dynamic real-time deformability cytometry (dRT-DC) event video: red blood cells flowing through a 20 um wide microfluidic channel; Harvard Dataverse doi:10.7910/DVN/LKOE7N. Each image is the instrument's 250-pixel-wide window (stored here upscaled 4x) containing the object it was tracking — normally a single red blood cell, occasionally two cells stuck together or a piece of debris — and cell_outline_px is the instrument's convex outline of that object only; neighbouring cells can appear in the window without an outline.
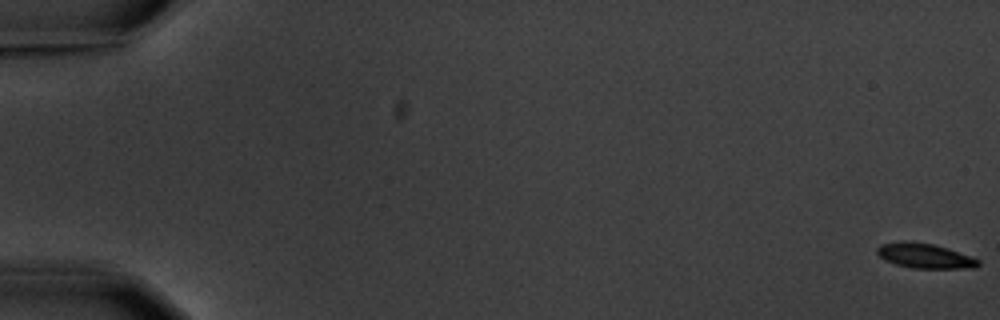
{"species": "common noctule bat (a hibernating species)", "species_latin": "Nyctalus noctula", "temperature_condition": "warm", "stored_images_in_passage": 5, "camera_frame_rate_fps": 3000, "um_per_image_px": 0.085, "animal": {"sex": "male", "body_mass_g": 20.1, "forearm_length_mm": 53.5}, "frame": {"image": 1, "passage_image": 1, "time_ms": 0.0, "image_size_px": [1000, 320], "cell_outline_px": [[980, 264], [976, 268], [912, 268], [896, 264], [884, 260], [876, 252], [876, 248], [880, 244], [904, 240], [932, 244], [948, 248], [972, 256], [980, 260]], "centroid_in_image_um": [78.61, 21.74], "position_along_channel_um": 6.4, "area_um2": 14.8}}